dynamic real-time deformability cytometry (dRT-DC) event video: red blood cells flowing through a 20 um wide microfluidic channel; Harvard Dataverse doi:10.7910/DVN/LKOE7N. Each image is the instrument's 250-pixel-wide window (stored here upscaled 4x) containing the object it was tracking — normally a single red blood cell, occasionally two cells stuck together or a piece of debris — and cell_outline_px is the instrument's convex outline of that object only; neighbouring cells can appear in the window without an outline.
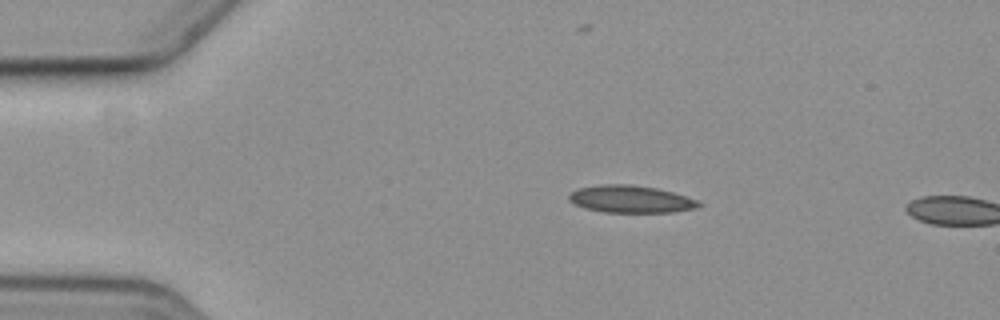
{"species": "common noctule bat (a hibernating species)", "species_latin": "Nyctalus noctula", "temperature_condition": "cold", "stored_images_in_passage": 2, "camera_frame_rate_fps": 3000, "um_per_image_px": 0.085, "animal": {"sex": "female", "body_mass_g": 19.3, "forearm_length_mm": 54.1}, "frame": {"image": 1, "passage_image": 1, "time_ms": 0.0, "image_size_px": [1000, 320], "cell_outline_px": [[704, 204], [696, 208], [672, 212], [604, 212], [584, 208], [568, 200], [568, 196], [572, 192], [580, 188], [604, 184], [632, 184], [656, 188], [672, 192], [696, 200]], "centroid_in_image_um": [53.61, 16.93], "position_along_channel_um": 31.4, "area_um2": 20.46}}